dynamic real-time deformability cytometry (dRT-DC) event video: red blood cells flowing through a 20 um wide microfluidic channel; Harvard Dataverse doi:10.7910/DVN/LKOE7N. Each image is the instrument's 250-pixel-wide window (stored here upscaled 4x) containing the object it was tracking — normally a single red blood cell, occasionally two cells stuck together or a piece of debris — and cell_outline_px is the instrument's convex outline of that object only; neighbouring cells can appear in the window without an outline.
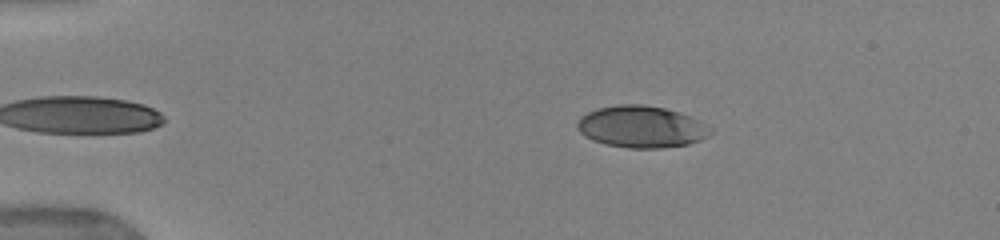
{"species": "human", "species_latin": "Homo sapiens", "temperature_condition": "warm", "stored_images_in_passage": 13, "camera_frame_rate_fps": 3000, "um_per_image_px": 0.085, "donor": {"sex": "female"}, "frame": {"image": 1, "passage_image": 2, "time_ms": 0.333, "image_size_px": [1000, 240], "cell_outline_px": [[712, 132], [708, 136], [700, 140], [688, 144], [664, 148], [628, 148], [604, 144], [592, 140], [584, 136], [576, 128], [576, 124], [580, 116], [596, 108], [616, 104], [640, 104], [664, 108], [688, 116], [708, 124], [712, 128]], "centroid_in_image_um": [54.49, 10.78], "position_along_channel_um": 30.5, "area_um2": 32.66}}